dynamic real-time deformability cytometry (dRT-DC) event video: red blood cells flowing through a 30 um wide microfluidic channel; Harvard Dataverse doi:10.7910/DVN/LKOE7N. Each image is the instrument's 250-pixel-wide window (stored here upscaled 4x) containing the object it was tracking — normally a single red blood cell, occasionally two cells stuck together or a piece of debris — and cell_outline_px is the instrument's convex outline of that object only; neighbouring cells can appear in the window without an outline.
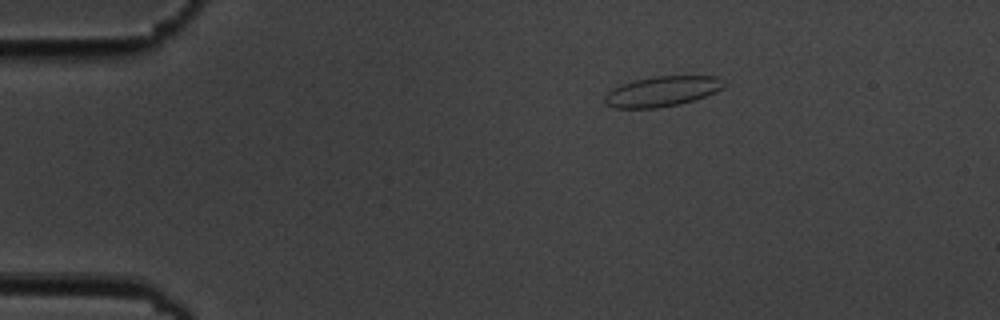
{"species": "common noctule bat (a hibernating species)", "species_latin": "Nyctalus noctula", "temperature_condition": "cold", "stored_images_in_passage": 3, "camera_frame_rate_fps": 3000, "um_per_image_px": 0.085, "animal": {"sex": "male", "body_mass_g": 19.5, "forearm_length_mm": 54.6}, "frame": {"image": 1, "passage_image": 1, "time_ms": 0.0, "image_size_px": [1000, 320], "cell_outline_px": [[724, 88], [716, 92], [680, 104], [656, 108], [616, 108], [604, 104], [604, 96], [612, 88], [636, 80], [656, 76], [716, 76], [724, 80]], "centroid_in_image_um": [56.28, 7.77], "position_along_channel_um": 28.7, "area_um2": 20.87}}